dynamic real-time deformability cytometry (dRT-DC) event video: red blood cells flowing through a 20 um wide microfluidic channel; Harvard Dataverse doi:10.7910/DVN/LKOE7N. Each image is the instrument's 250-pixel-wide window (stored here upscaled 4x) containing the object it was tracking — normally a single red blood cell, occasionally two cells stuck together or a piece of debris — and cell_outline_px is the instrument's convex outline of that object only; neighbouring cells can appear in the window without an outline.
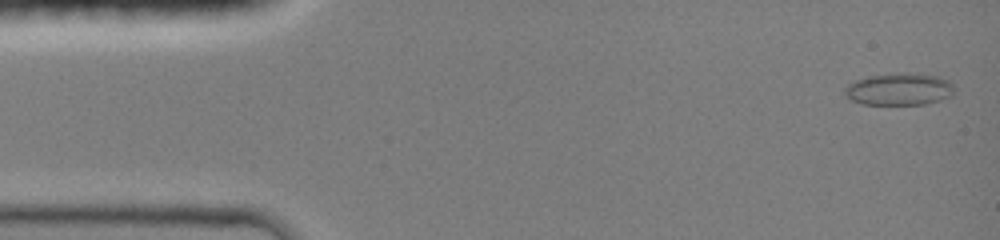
{"species": "common noctule bat (a hibernating species)", "species_latin": "Nyctalus noctula", "temperature_condition": "room temperature", "stored_images_in_passage": 46, "camera_frame_rate_fps": 3000, "um_per_image_px": 0.085, "animal": {"sex": "female", "body_mass_g": 19.0, "forearm_length_mm": 51.5}, "frame": {"image": 1, "passage_image": 2, "time_ms": 0.333, "image_size_px": [1000, 240], "cell_outline_px": [[952, 96], [928, 104], [860, 104], [852, 100], [844, 92], [844, 88], [848, 84], [856, 80], [868, 76], [904, 72], [912, 72], [936, 76], [948, 80], [952, 84]], "centroid_in_image_um": [76.43, 7.57], "position_along_channel_um": 8.6, "area_um2": 20.52}}
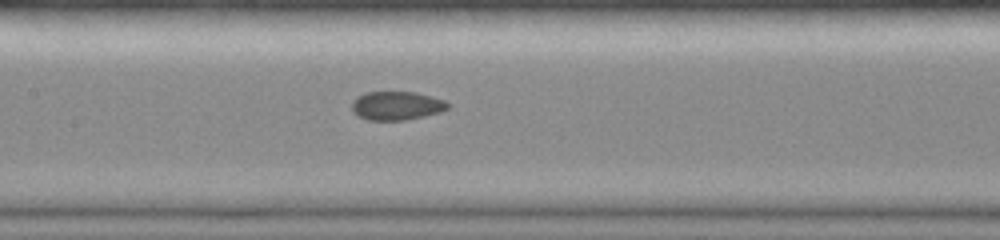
{"frame": {"image": 2, "passage_image": 22, "time_ms": 7.0, "image_size_px": [1000, 240], "cell_outline_px": [[448, 108], [440, 112], [424, 116], [404, 120], [368, 120], [356, 116], [352, 112], [352, 100], [368, 92], [416, 92], [432, 96], [444, 100], [448, 104]], "centroid_in_image_um": [33.69, 8.99], "position_along_channel_um": 173.7, "area_um2": 16.01}}
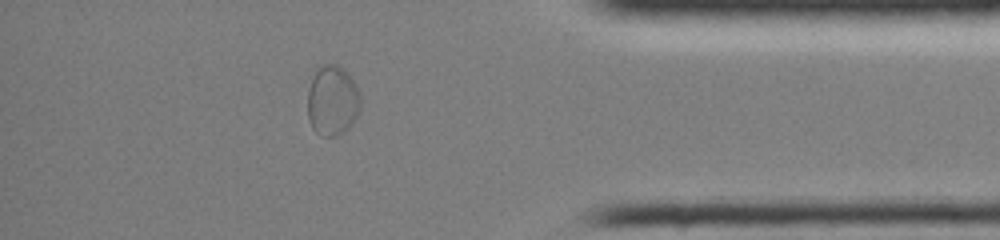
{"frame": {"image": 3, "passage_image": 40, "time_ms": 13.0, "image_size_px": [1000, 240], "cell_outline_px": [[360, 108], [356, 116], [348, 128], [336, 136], [320, 136], [312, 128], [308, 116], [308, 88], [316, 64], [336, 64], [348, 72], [360, 92]], "centroid_in_image_um": [28.23, 8.5], "position_along_channel_um": 407.0, "area_um2": 21.96}}